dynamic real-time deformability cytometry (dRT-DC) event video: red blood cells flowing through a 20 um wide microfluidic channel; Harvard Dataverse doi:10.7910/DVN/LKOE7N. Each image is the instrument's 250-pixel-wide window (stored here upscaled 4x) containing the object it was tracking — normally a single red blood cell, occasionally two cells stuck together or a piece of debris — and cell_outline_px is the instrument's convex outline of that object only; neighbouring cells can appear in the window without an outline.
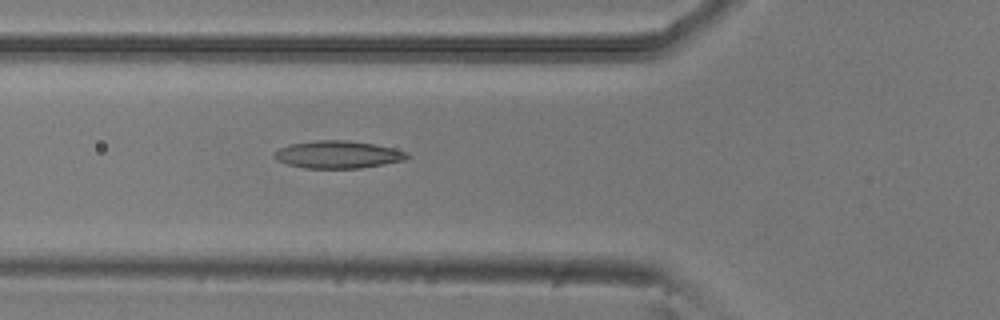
{"species": "common noctule bat (a hibernating species)", "species_latin": "Nyctalus noctula", "temperature_condition": "room temperature", "stored_images_in_passage": 6, "camera_frame_rate_fps": 3000, "um_per_image_px": 0.085, "animal": {"sex": "male", "body_mass_g": 20.5, "forearm_length_mm": 52.5}, "frame": {"image": 1, "passage_image": 6, "time_ms": 1.667, "image_size_px": [1000, 320], "cell_outline_px": [[412, 156], [404, 160], [384, 164], [360, 168], [304, 168], [288, 164], [276, 160], [272, 156], [272, 152], [280, 148], [292, 144], [316, 140], [348, 140], [376, 144], [408, 152]], "centroid_in_image_um": [28.73, 13.13], "position_along_channel_um": 97.1, "area_um2": 21.39}}